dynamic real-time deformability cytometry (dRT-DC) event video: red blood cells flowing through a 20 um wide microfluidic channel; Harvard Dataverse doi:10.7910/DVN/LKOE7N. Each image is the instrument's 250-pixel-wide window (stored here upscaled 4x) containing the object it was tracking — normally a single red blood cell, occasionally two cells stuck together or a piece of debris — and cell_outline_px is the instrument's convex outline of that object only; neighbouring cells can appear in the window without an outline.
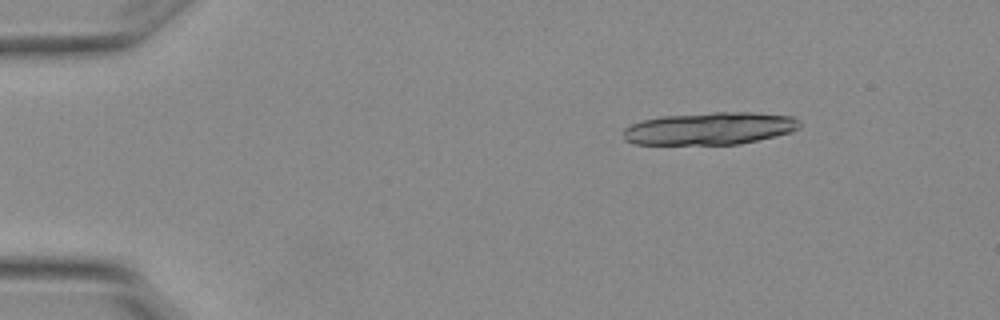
{"species": "Egyptian fruit bat (a non-hibernating species)", "species_latin": "Rousettus aegyptiacus", "temperature_condition": "warm", "stored_images_in_passage": 4, "camera_frame_rate_fps": 3000, "um_per_image_px": 0.085, "animal": {"sex": "female"}, "frame": {"image": 1, "passage_image": 1, "time_ms": 0.0, "image_size_px": [1000, 320], "cell_outline_px": [[800, 128], [792, 132], [776, 136], [740, 144], [636, 144], [624, 140], [624, 128], [632, 124], [644, 120], [660, 116], [712, 112], [752, 112], [792, 116], [800, 120]], "centroid_in_image_um": [60.37, 10.91], "position_along_channel_um": 24.6, "area_um2": 33.47}}
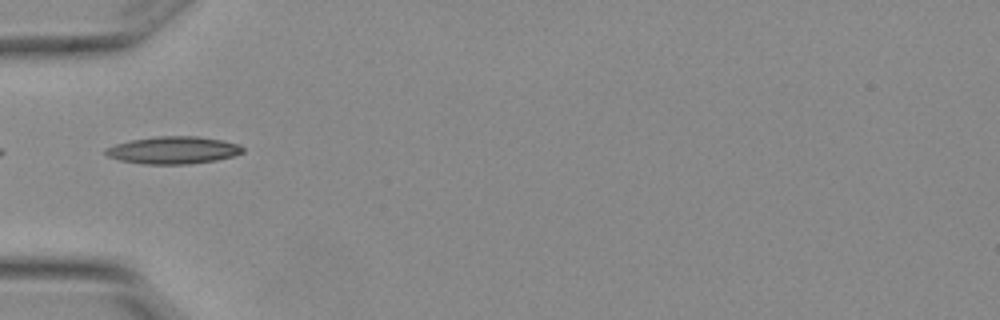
{"frame": {"image": 2, "passage_image": 4, "time_ms": 1.0, "image_size_px": [1000, 320], "cell_outline_px": [[244, 152], [232, 156], [216, 160], [188, 164], [144, 164], [120, 160], [108, 156], [104, 152], [104, 148], [116, 144], [132, 140], [156, 136], [196, 136], [224, 140], [240, 144], [244, 148]], "centroid_in_image_um": [14.75, 12.76], "position_along_channel_um": 70.3, "area_um2": 21.91}}